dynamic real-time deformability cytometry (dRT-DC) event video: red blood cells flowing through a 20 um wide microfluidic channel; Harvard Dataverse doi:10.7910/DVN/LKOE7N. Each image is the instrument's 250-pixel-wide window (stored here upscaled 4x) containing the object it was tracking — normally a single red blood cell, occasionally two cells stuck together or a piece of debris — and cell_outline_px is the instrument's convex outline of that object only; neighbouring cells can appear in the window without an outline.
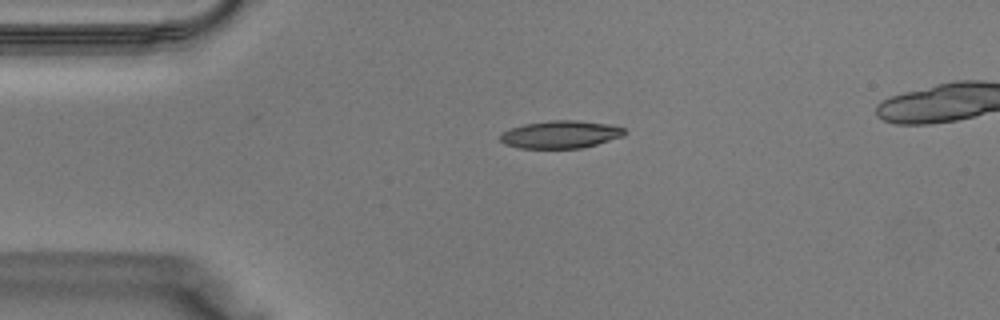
{"species": "Egyptian fruit bat (a non-hibernating species)", "species_latin": "Rousettus aegyptiacus", "temperature_condition": "warm", "stored_images_in_passage": 31, "camera_frame_rate_fps": 3000, "um_per_image_px": 0.085, "animal": {"sex": "male"}, "frame": {"image": 1, "passage_image": 2, "time_ms": 0.333, "image_size_px": [1000, 320], "cell_outline_px": [[628, 132], [624, 136], [596, 144], [580, 148], [520, 148], [504, 144], [500, 140], [500, 136], [504, 132], [512, 128], [524, 124], [552, 120], [576, 120], [608, 124], [624, 128]], "centroid_in_image_um": [47.68, 11.43], "position_along_channel_um": 37.3, "area_um2": 19.88}}
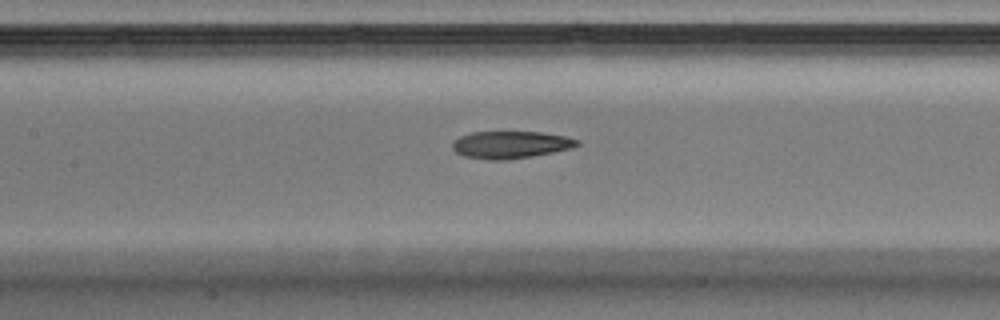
{"frame": {"image": 2, "passage_image": 11, "time_ms": 3.333, "image_size_px": [1000, 320], "cell_outline_px": [[580, 144], [572, 148], [532, 156], [508, 160], [492, 160], [464, 156], [456, 152], [452, 148], [452, 144], [460, 136], [472, 132], [540, 132], [568, 136], [580, 140]], "centroid_in_image_um": [43.44, 12.3], "position_along_channel_um": 164.0, "area_um2": 19.83}}
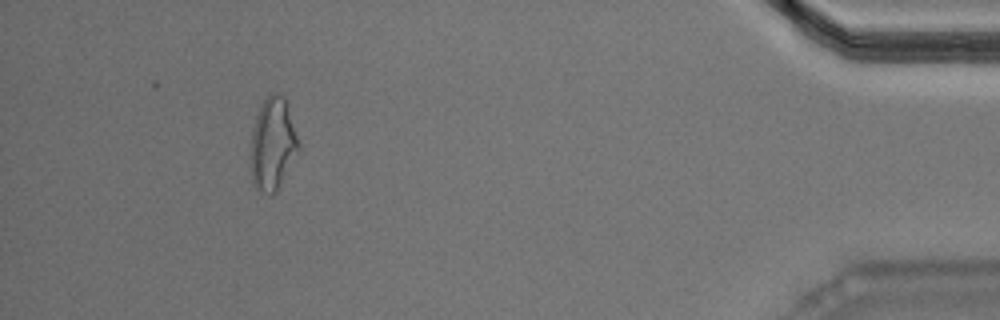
{"frame": {"image": 3, "passage_image": 29, "time_ms": 9.333, "image_size_px": [1000, 320], "cell_outline_px": [[300, 152], [276, 192], [268, 196], [256, 188], [252, 184], [248, 164], [248, 156], [252, 128], [256, 116], [268, 92], [276, 92], [284, 96], [288, 100], [300, 144]], "centroid_in_image_um": [23.17, 12.25], "position_along_channel_um": 412.0, "area_um2": 27.28}}